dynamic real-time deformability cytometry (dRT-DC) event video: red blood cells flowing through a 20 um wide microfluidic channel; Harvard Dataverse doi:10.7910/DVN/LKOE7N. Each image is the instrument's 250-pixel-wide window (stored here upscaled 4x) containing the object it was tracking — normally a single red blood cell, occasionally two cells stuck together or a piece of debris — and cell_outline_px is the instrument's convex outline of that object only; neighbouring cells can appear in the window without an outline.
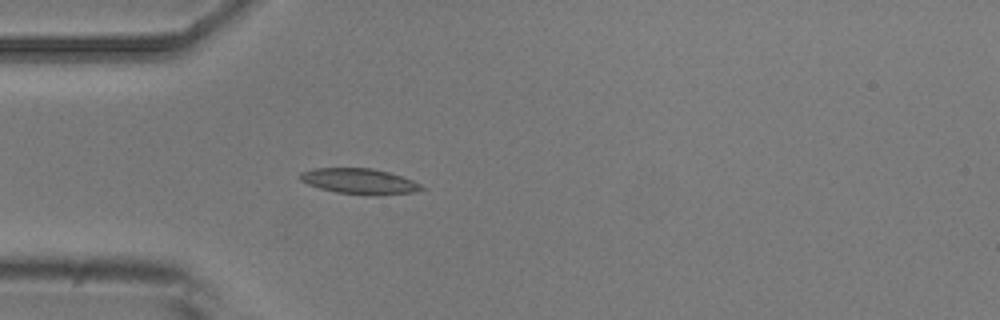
{"species": "common noctule bat (a hibernating species)", "species_latin": "Nyctalus noctula", "temperature_condition": "room temperature", "stored_images_in_passage": 4, "camera_frame_rate_fps": 3000, "um_per_image_px": 0.085, "animal": {"sex": "male", "body_mass_g": 20.5, "forearm_length_mm": 52.5}, "frame": {"image": 1, "passage_image": 4, "time_ms": 3.667, "image_size_px": [1000, 320], "cell_outline_px": [[428, 188], [412, 192], [364, 196], [336, 192], [320, 188], [308, 184], [300, 180], [300, 172], [316, 168], [372, 168], [388, 172], [412, 180]], "centroid_in_image_um": [30.54, 15.41], "position_along_channel_um": 54.5, "area_um2": 18.03}}